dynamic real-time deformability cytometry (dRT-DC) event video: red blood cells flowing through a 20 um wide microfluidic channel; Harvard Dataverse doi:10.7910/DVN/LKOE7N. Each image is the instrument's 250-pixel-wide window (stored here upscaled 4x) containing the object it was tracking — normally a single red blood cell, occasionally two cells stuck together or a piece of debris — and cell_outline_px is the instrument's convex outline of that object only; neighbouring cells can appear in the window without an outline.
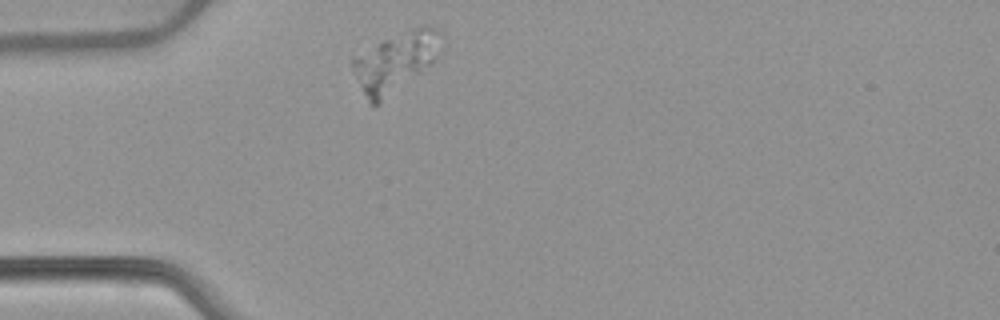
{"species": "common noctule bat (a hibernating species)", "species_latin": "Nyctalus noctula", "temperature_condition": "warm", "stored_images_in_passage": 41, "camera_frame_rate_fps": 3000, "um_per_image_px": 0.085, "animal": {"sex": "female", "body_mass_g": 22.7, "forearm_length_mm": 54.2}, "frame": {"image": 1, "passage_image": 1, "time_ms": 0.0, "image_size_px": [1000, 320], "cell_outline_px": [[444, 52], [420, 72], [380, 104], [372, 104], [368, 100], [348, 64], [352, 56], [384, 40], [412, 28], [424, 24], [432, 24], [444, 36]], "centroid_in_image_um": [33.66, 5.2], "position_along_channel_um": 51.3, "area_um2": 31.04}}
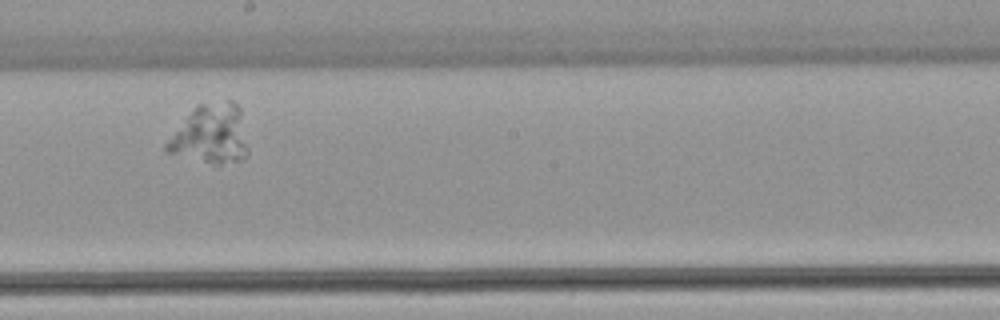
{"frame": {"image": 2, "passage_image": 17, "time_ms": 5.333, "image_size_px": [1000, 320], "cell_outline_px": [[248, 156], [244, 160], [220, 164], [212, 164], [168, 152], [164, 148], [164, 144], [196, 104], [228, 100], [232, 100], [240, 108], [248, 148]], "centroid_in_image_um": [17.94, 11.41], "position_along_channel_um": 230.3, "area_um2": 28.15}}
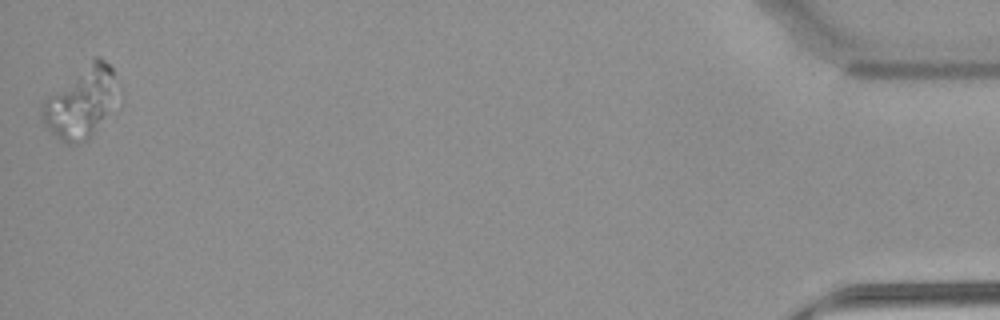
{"frame": {"image": 3, "passage_image": 41, "time_ms": 13.333, "image_size_px": [1000, 320], "cell_outline_px": [[124, 96], [92, 136], [88, 140], [76, 144], [68, 144], [60, 140], [44, 124], [40, 116], [40, 104], [48, 96], [92, 56], [100, 56], [112, 68], [124, 92]], "centroid_in_image_um": [6.99, 8.67], "position_along_channel_um": 428.2, "area_um2": 32.89}}